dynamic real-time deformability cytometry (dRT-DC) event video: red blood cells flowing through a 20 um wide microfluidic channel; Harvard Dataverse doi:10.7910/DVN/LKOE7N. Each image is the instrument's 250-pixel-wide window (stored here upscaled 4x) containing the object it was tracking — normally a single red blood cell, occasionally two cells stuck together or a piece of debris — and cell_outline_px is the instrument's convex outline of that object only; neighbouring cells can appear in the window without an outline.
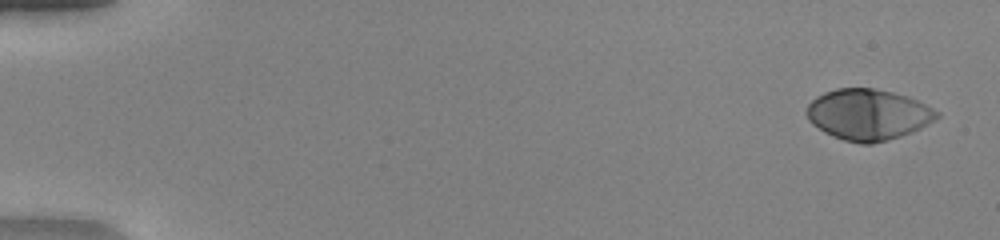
{"species": "human", "species_latin": "Homo sapiens", "temperature_condition": "warm", "stored_images_in_passage": 51, "camera_frame_rate_fps": 3000, "um_per_image_px": 0.085, "donor": {"sex": "female"}, "frame": {"image": 1, "passage_image": 2, "time_ms": 0.333, "image_size_px": [1000, 240], "cell_outline_px": [[940, 116], [936, 120], [912, 132], [888, 140], [872, 144], [860, 144], [844, 140], [832, 136], [824, 132], [812, 124], [808, 120], [804, 112], [808, 104], [816, 96], [824, 92], [836, 88], [876, 88], [908, 96], [940, 112]], "centroid_in_image_um": [73.77, 9.74], "position_along_channel_um": 11.2, "area_um2": 38.96}}
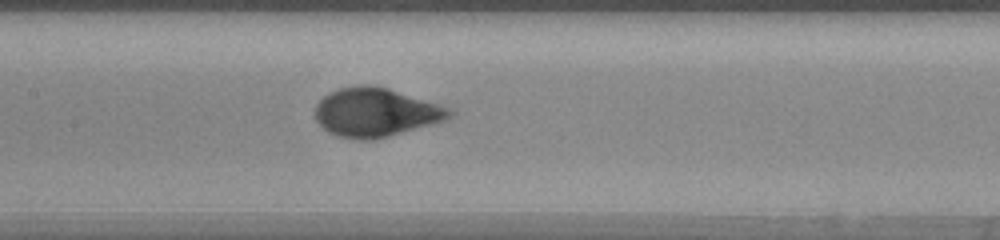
{"frame": {"image": 2, "passage_image": 26, "time_ms": 8.333, "image_size_px": [1000, 240], "cell_outline_px": [[456, 112], [448, 120], [376, 140], [352, 140], [336, 136], [328, 132], [316, 120], [316, 104], [324, 96], [340, 88], [360, 84], [372, 84], [388, 88], [440, 104], [452, 108]], "centroid_in_image_um": [31.99, 9.56], "position_along_channel_um": 175.4, "area_um2": 38.73}}
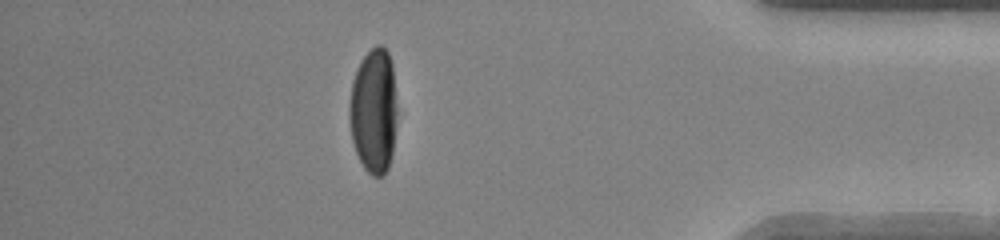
{"frame": {"image": 3, "passage_image": 45, "time_ms": 14.667, "image_size_px": [1000, 240], "cell_outline_px": [[396, 116], [392, 152], [388, 168], [380, 176], [372, 176], [364, 168], [356, 152], [352, 140], [348, 116], [348, 104], [352, 80], [360, 60], [376, 44], [380, 44], [388, 52], [392, 64], [396, 108]], "centroid_in_image_um": [31.73, 9.4], "position_along_channel_um": 403.5, "area_um2": 34.8}, "authors_computed_cell_mechanics": {"area_um2": 37.6278, "velocity_mm_per_s": 4.1163, "shape_relaxation_time_tau1_ms": 3.3103, "shape_relaxation_time_tau2_ms": null, "deformation_change_tau1": 0.2539, "deformation_change_tau2": null}}